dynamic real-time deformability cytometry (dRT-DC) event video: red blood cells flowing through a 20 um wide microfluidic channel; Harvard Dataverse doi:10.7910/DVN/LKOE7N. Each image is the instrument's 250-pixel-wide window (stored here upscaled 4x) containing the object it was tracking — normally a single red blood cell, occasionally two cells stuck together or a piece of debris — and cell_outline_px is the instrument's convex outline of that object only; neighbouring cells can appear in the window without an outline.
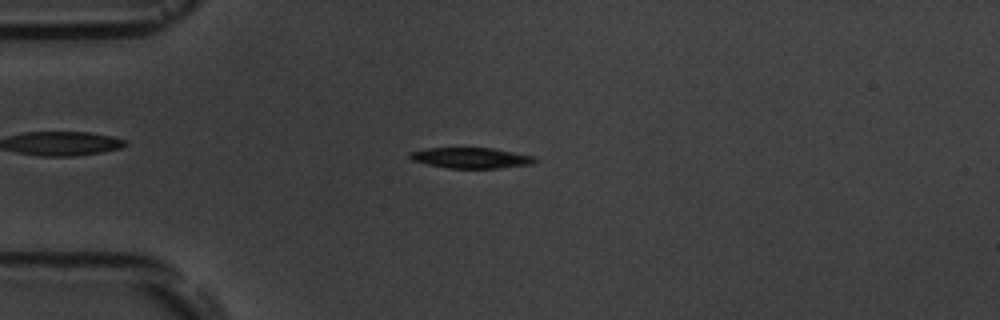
{"species": "common noctule bat (a hibernating species)", "species_latin": "Nyctalus noctula", "temperature_condition": "room temperature", "stored_images_in_passage": 3, "camera_frame_rate_fps": 3000, "um_per_image_px": 0.085, "animal": {"sex": "male", "body_mass_g": 19.5, "forearm_length_mm": 54.6}, "frame": {"image": 1, "passage_image": 2, "time_ms": 1.0, "image_size_px": [1000, 320], "cell_outline_px": [[536, 160], [532, 164], [500, 168], [448, 168], [428, 164], [412, 160], [408, 156], [408, 152], [424, 148], [492, 148], [532, 156]], "centroid_in_image_um": [39.97, 13.42], "position_along_channel_um": 45.0, "area_um2": 14.91}}